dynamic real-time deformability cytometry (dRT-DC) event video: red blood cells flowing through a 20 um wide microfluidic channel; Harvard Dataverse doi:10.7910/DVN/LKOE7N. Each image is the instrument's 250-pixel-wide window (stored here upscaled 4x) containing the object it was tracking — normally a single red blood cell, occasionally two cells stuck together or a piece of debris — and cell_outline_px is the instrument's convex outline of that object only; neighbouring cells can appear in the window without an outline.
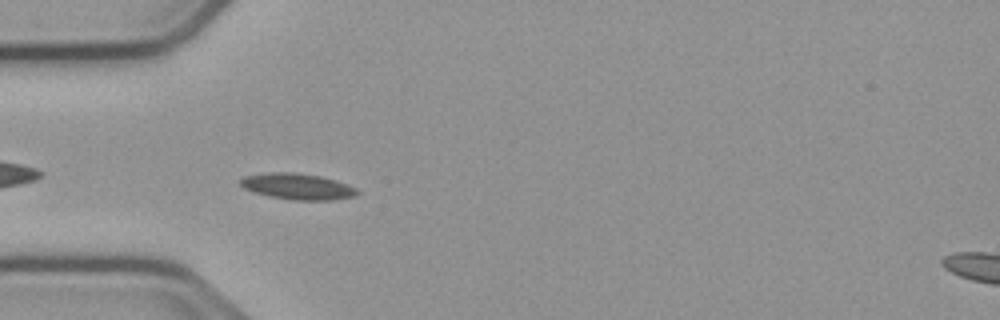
{"species": "common noctule bat (a hibernating species)", "species_latin": "Nyctalus noctula", "temperature_condition": "cold", "stored_images_in_passage": 42, "camera_frame_rate_fps": 3000, "um_per_image_px": 0.085, "animal": {"sex": "male", "body_mass_g": 23.1, "forearm_length_mm": 52.7}, "frame": {"image": 1, "passage_image": 4, "time_ms": 1.0, "image_size_px": [1000, 320], "cell_outline_px": [[360, 192], [356, 196], [332, 200], [292, 200], [268, 196], [252, 192], [244, 188], [240, 184], [240, 180], [244, 176], [272, 172], [292, 172], [320, 176], [336, 180], [356, 188]], "centroid_in_image_um": [25.29, 15.86], "position_along_channel_um": 59.7, "area_um2": 17.8}}
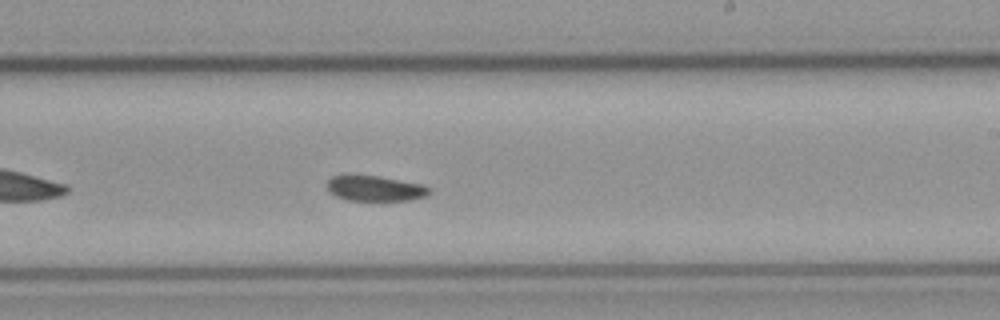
{"frame": {"image": 2, "passage_image": 20, "time_ms": 6.333, "image_size_px": [1000, 320], "cell_outline_px": [[432, 192], [428, 196], [408, 200], [348, 200], [336, 196], [328, 192], [324, 184], [332, 176], [380, 176], [424, 184]], "centroid_in_image_um": [31.89, 16.02], "position_along_channel_um": 257.1, "area_um2": 15.2}}
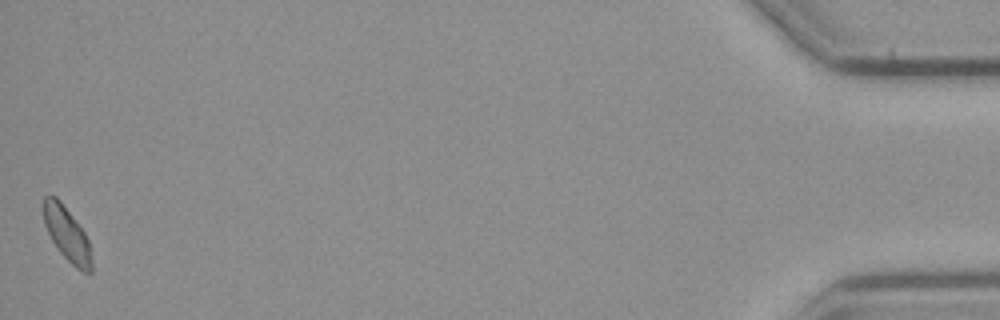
{"frame": {"image": 3, "passage_image": 42, "time_ms": 13.667, "image_size_px": [1000, 320], "cell_outline_px": [[92, 272], [84, 272], [76, 268], [60, 252], [52, 240], [44, 224], [44, 196], [56, 196], [60, 200], [84, 232], [88, 240], [92, 260]], "centroid_in_image_um": [5.7, 19.91], "position_along_channel_um": 429.5, "area_um2": 14.8}}